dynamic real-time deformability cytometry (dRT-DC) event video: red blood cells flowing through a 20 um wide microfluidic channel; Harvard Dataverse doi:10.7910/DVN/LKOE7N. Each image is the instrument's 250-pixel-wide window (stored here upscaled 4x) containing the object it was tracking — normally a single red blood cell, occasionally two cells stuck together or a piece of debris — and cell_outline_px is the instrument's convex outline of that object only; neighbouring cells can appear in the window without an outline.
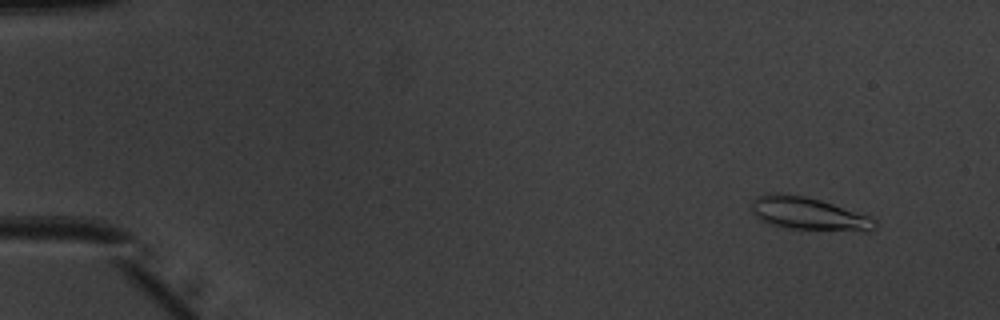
{"species": "common noctule bat (a hibernating species)", "species_latin": "Nyctalus noctula", "temperature_condition": "warm", "stored_images_in_passage": 50, "camera_frame_rate_fps": 3000, "um_per_image_px": 0.085, "animal": {"sex": "male", "body_mass_g": 20.1, "forearm_length_mm": 53.5}, "frame": {"image": 1, "passage_image": 3, "time_ms": 0.667, "image_size_px": [1000, 320], "cell_outline_px": [[876, 228], [868, 232], [864, 232], [784, 228], [768, 224], [760, 220], [752, 212], [752, 200], [756, 196], [772, 192], [804, 196], [820, 200], [872, 216], [876, 220]], "centroid_in_image_um": [68.75, 18.18], "position_along_channel_um": 16.2, "area_um2": 24.04}}
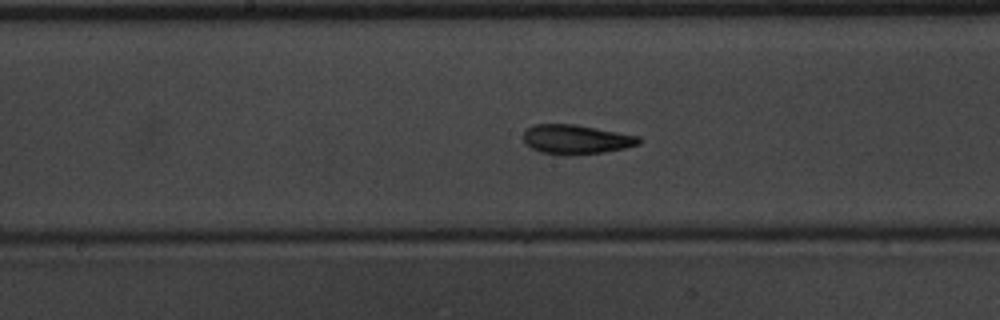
{"frame": {"image": 2, "passage_image": 26, "time_ms": 8.333, "image_size_px": [1000, 320], "cell_outline_px": [[640, 144], [624, 148], [604, 152], [540, 152], [524, 144], [524, 132], [528, 128], [536, 124], [572, 124], [640, 136]], "centroid_in_image_um": [48.97, 11.8], "position_along_channel_um": 199.2, "area_um2": 18.79}}
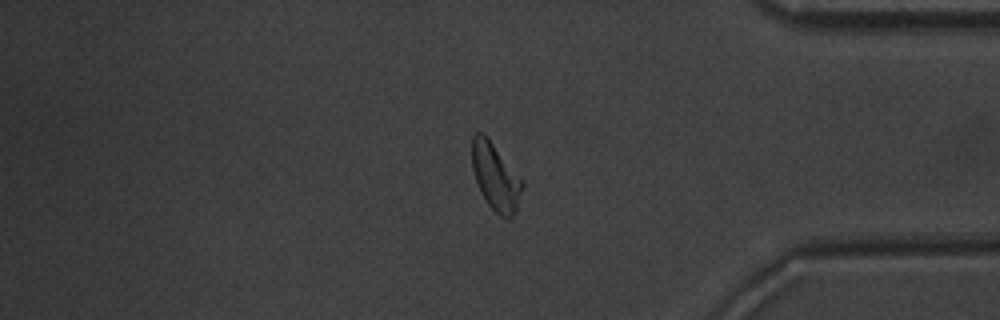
{"frame": {"image": 3, "passage_image": 42, "time_ms": 13.667, "image_size_px": [1000, 320], "cell_outline_px": [[524, 184], [516, 212], [508, 220], [500, 216], [488, 204], [480, 192], [472, 168], [472, 136], [476, 132], [484, 132], [488, 136], [524, 180]], "centroid_in_image_um": [42.14, 15.0], "position_along_channel_um": 393.1, "area_um2": 20.11}, "authors_computed_cell_mechanics": {"area_um2": 19.652, "velocity_mm_per_s": 3.9989, "shape_relaxation_time_tau1_ms": 3.5709, "shape_relaxation_time_tau2_ms": 2.4192, "deformation_change_tau1": 0.1397, "deformation_change_tau2": 0.1053}}